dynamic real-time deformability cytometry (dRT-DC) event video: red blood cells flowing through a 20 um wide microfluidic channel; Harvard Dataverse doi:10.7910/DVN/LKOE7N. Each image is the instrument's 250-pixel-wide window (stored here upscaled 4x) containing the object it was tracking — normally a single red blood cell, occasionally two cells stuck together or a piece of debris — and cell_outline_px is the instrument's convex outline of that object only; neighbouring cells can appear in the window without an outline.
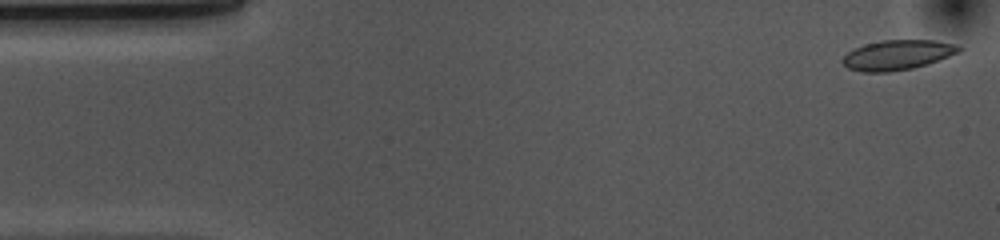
{"species": "common noctule bat (a hibernating species)", "species_latin": "Nyctalus noctula", "temperature_condition": "cold", "stored_images_in_passage": 53, "camera_frame_rate_fps": 3000, "um_per_image_px": 0.085, "animal": {"sex": "female", "body_mass_g": 10.0, "forearm_length_mm": 53.1}, "frame": {"image": 1, "passage_image": 1, "time_ms": 0.0, "image_size_px": [1000, 240], "cell_outline_px": [[964, 48], [960, 52], [928, 64], [912, 68], [888, 72], [860, 72], [848, 68], [840, 60], [848, 52], [864, 44], [880, 40], [936, 40], [956, 44]], "centroid_in_image_um": [76.3, 4.67], "position_along_channel_um": 8.7, "area_um2": 20.4}}
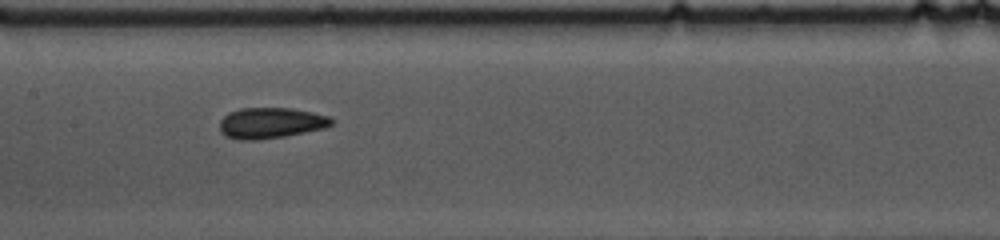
{"frame": {"image": 2, "passage_image": 24, "time_ms": 7.667, "image_size_px": [1000, 240], "cell_outline_px": [[336, 120], [332, 124], [324, 128], [284, 136], [260, 140], [240, 140], [224, 136], [220, 132], [220, 120], [228, 112], [240, 108], [288, 108], [312, 112], [328, 116]], "centroid_in_image_um": [22.99, 10.45], "position_along_channel_um": 184.4, "area_um2": 20.17}}
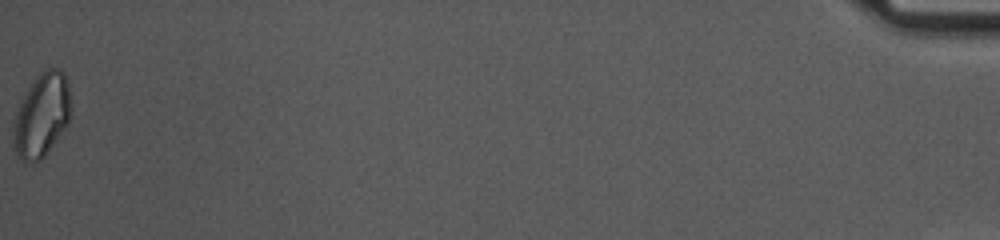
{"frame": {"image": 3, "passage_image": 53, "time_ms": 17.333, "image_size_px": [1000, 240], "cell_outline_px": [[72, 108], [68, 124], [48, 152], [40, 160], [32, 164], [16, 156], [12, 136], [12, 124], [20, 100], [24, 92], [36, 76], [44, 68], [56, 68], [64, 72], [68, 84], [72, 104]], "centroid_in_image_um": [3.54, 9.78], "position_along_channel_um": 431.7, "area_um2": 28.78}, "authors_computed_cell_mechanics": {"area_um2": 20.0566, "velocity_mm_per_s": 3.6707, "shape_relaxation_time_tau1_ms": 7.718, "shape_relaxation_time_tau2_ms": 3.0205, "deformation_change_tau1": 0.1259, "deformation_change_tau2": 0.0722}}